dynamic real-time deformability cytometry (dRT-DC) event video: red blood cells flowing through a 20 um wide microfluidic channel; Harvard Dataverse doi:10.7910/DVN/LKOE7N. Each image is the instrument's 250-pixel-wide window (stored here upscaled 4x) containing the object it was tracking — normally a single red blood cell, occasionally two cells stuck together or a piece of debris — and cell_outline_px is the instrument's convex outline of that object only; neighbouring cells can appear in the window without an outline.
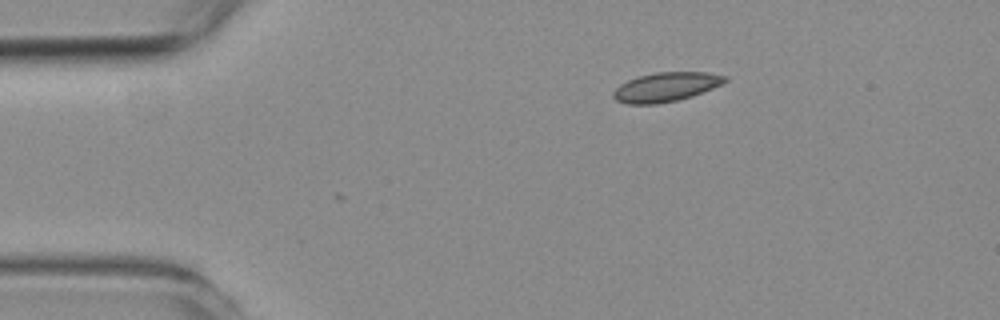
{"species": "common noctule bat (a hibernating species)", "species_latin": "Nyctalus noctula", "temperature_condition": "room temperature", "stored_images_in_passage": 3, "camera_frame_rate_fps": 3000, "um_per_image_px": 0.085, "animal": {"sex": "female", "body_mass_g": 19.3, "forearm_length_mm": 54.1}, "frame": {"image": 1, "passage_image": 1, "time_ms": 0.0, "image_size_px": [1000, 320], "cell_outline_px": [[728, 80], [724, 84], [692, 96], [676, 100], [656, 104], [628, 104], [616, 100], [612, 96], [612, 92], [620, 84], [628, 80], [640, 76], [656, 72], [708, 72], [728, 76]], "centroid_in_image_um": [56.63, 7.39], "position_along_channel_um": 28.4, "area_um2": 19.07}}